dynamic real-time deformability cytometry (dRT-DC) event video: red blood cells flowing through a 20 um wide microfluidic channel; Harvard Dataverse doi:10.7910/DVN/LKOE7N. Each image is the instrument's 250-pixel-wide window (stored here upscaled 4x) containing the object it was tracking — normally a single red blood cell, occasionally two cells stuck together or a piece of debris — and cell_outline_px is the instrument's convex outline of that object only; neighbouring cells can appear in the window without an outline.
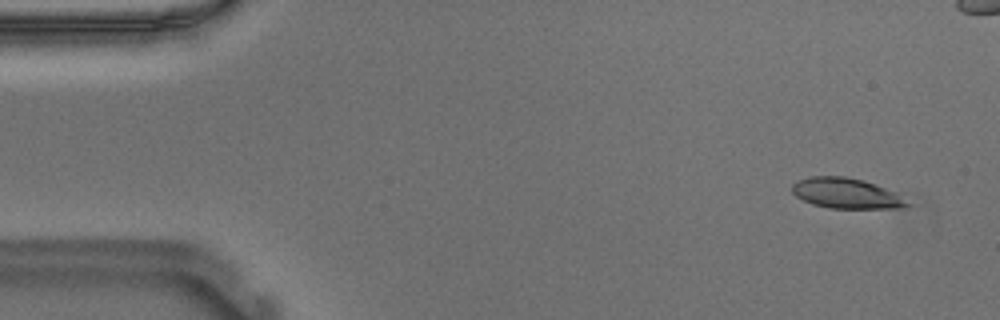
{"species": "Egyptian fruit bat (a non-hibernating species)", "species_latin": "Rousettus aegyptiacus", "temperature_condition": "warm", "stored_images_in_passage": 56, "camera_frame_rate_fps": 3000, "um_per_image_px": 0.085, "animal": {"sex": "male"}, "frame": {"image": 1, "passage_image": 4, "time_ms": 1.0, "image_size_px": [1000, 320], "cell_outline_px": [[912, 204], [904, 208], [828, 208], [812, 204], [796, 196], [792, 192], [792, 184], [800, 180], [812, 176], [844, 176], [860, 180], [896, 192]], "centroid_in_image_um": [71.94, 16.45], "position_along_channel_um": 13.1, "area_um2": 20.17}}
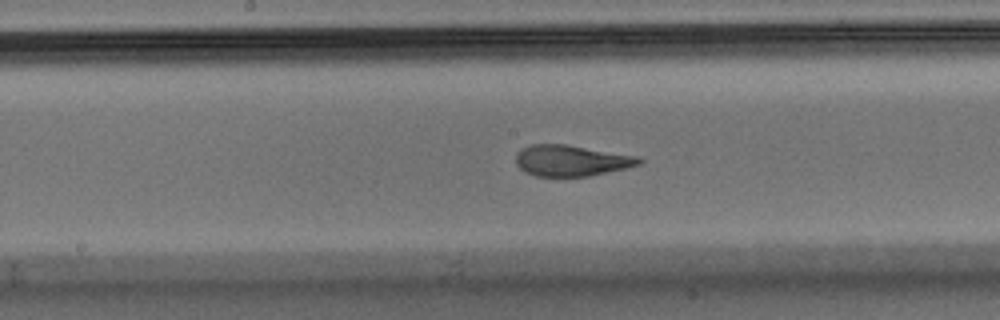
{"frame": {"image": 2, "passage_image": 28, "time_ms": 9.0, "image_size_px": [1000, 320], "cell_outline_px": [[644, 160], [640, 164], [624, 168], [588, 176], [536, 176], [524, 172], [516, 164], [516, 152], [520, 148], [532, 144], [564, 144], [636, 156]], "centroid_in_image_um": [48.49, 13.64], "position_along_channel_um": 199.7, "area_um2": 22.08}}
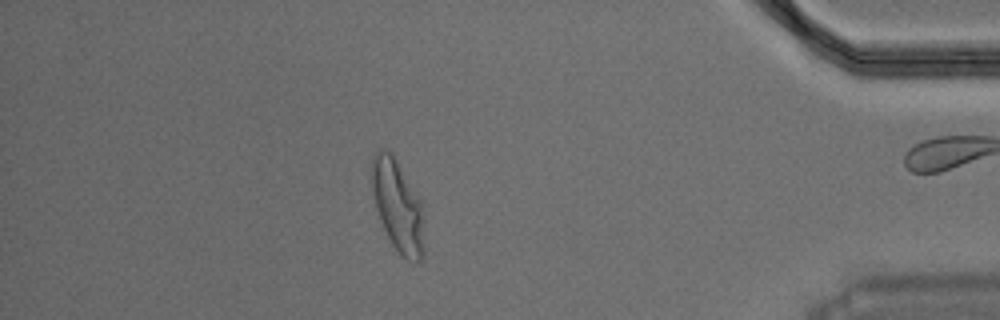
{"frame": {"image": 3, "passage_image": 48, "time_ms": 15.667, "image_size_px": [1000, 320], "cell_outline_px": [[424, 256], [416, 264], [400, 256], [392, 244], [380, 220], [376, 208], [372, 192], [368, 172], [372, 156], [380, 148], [384, 148], [392, 152], [424, 200]], "centroid_in_image_um": [33.83, 17.44], "position_along_channel_um": 401.4, "area_um2": 29.71}, "authors_computed_cell_mechanics": {"area_um2": 22.6576, "velocity_mm_per_s": 3.6831, "shape_relaxation_time_tau1_ms": 5.7536, "shape_relaxation_time_tau2_ms": 1.1135, "deformation_change_tau1": 0.2199, "deformation_change_tau2": 0.0947}}